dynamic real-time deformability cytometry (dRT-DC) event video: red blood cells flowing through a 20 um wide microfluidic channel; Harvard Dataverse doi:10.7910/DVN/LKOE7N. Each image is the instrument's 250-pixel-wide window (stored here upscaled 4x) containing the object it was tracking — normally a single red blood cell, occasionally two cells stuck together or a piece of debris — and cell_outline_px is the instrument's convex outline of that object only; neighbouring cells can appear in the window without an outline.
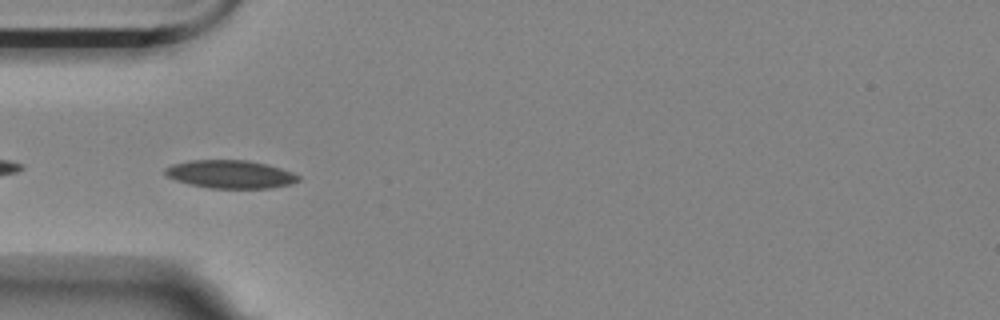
{"species": "Egyptian fruit bat (a non-hibernating species)", "species_latin": "Rousettus aegyptiacus", "temperature_condition": "room temperature", "stored_images_in_passage": 41, "camera_frame_rate_fps": 3000, "um_per_image_px": 0.085, "animal": {"sex": "female"}, "frame": {"image": 1, "passage_image": 2, "time_ms": 0.333, "image_size_px": [1000, 320], "cell_outline_px": [[300, 180], [292, 184], [272, 188], [208, 188], [176, 180], [168, 176], [164, 172], [164, 168], [172, 164], [188, 160], [248, 160], [268, 164], [292, 172], [300, 176]], "centroid_in_image_um": [19.61, 14.8], "position_along_channel_um": 65.4, "area_um2": 21.91}}
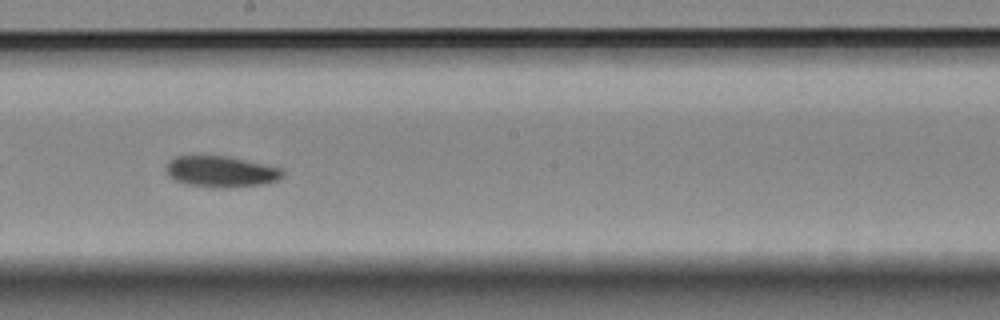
{"frame": {"image": 2, "passage_image": 16, "time_ms": 5.0, "image_size_px": [1000, 320], "cell_outline_px": [[284, 176], [276, 180], [264, 184], [228, 188], [212, 188], [184, 184], [168, 176], [164, 168], [168, 160], [176, 156], [228, 156], [264, 164], [280, 168], [284, 172]], "centroid_in_image_um": [18.74, 14.59], "position_along_channel_um": 229.5, "area_um2": 21.39}}
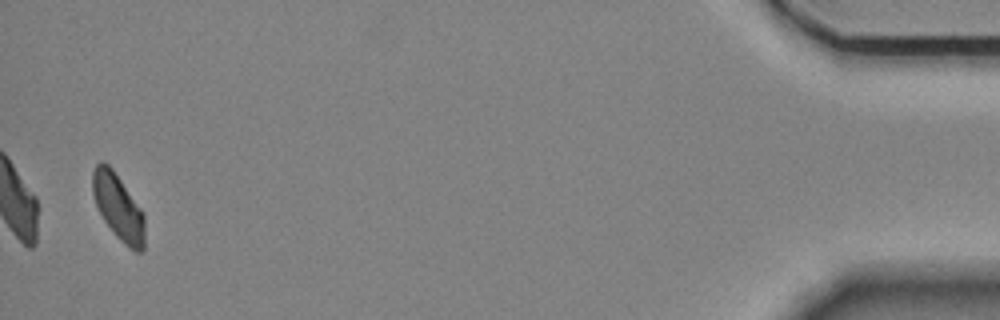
{"frame": {"image": 3, "passage_image": 40, "time_ms": 13.0, "image_size_px": [1000, 320], "cell_outline_px": [[144, 252], [136, 252], [128, 248], [116, 236], [104, 220], [96, 204], [92, 192], [92, 172], [96, 164], [100, 160], [104, 160], [112, 168], [144, 212]], "centroid_in_image_um": [10.06, 17.59], "position_along_channel_um": 425.1, "area_um2": 20.17}, "authors_computed_cell_mechanics": {"area_um2": 20.9814, "velocity_mm_per_s": 3.5097, "shape_relaxation_time_tau1_ms": 6.4505, "shape_relaxation_time_tau2_ms": null, "deformation_change_tau1": 0.1057, "deformation_change_tau2": null}}